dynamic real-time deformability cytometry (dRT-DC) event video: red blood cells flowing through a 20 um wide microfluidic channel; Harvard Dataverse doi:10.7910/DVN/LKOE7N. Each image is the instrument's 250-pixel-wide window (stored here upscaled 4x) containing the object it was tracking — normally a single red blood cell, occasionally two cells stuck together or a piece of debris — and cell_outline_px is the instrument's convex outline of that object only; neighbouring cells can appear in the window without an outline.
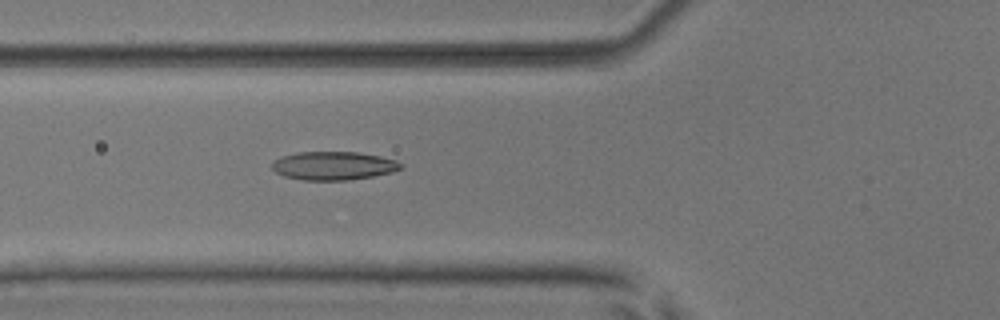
{"species": "common noctule bat (a hibernating species)", "species_latin": "Nyctalus noctula", "temperature_condition": "room temperature", "stored_images_in_passage": 49, "camera_frame_rate_fps": 3000, "um_per_image_px": 0.085, "animal": {"sex": "male", "body_mass_g": 17.9, "forearm_length_mm": 54.2}, "frame": {"image": 1, "passage_image": 16, "time_ms": 5.0, "image_size_px": [1000, 320], "cell_outline_px": [[404, 164], [400, 168], [392, 172], [372, 176], [348, 180], [304, 180], [284, 176], [276, 172], [272, 168], [272, 164], [280, 156], [296, 152], [356, 152], [380, 156], [396, 160]], "centroid_in_image_um": [28.34, 14.08], "position_along_channel_um": 97.5, "area_um2": 21.27}}
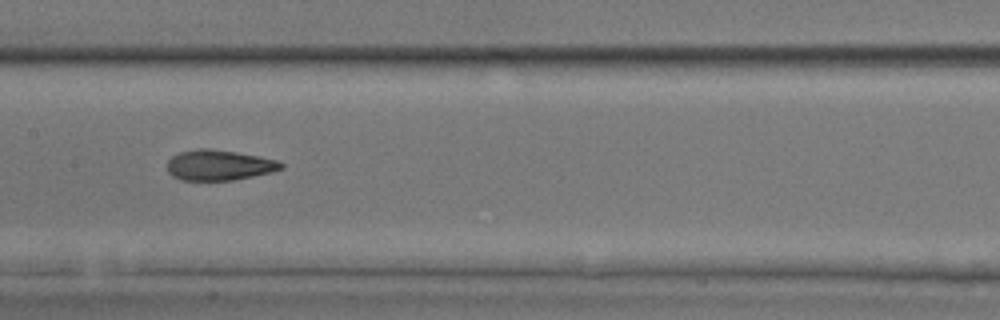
{"frame": {"image": 2, "passage_image": 23, "time_ms": 7.333, "image_size_px": [1000, 320], "cell_outline_px": [[284, 168], [272, 172], [232, 180], [180, 180], [172, 176], [168, 172], [168, 160], [172, 156], [180, 152], [196, 148], [212, 148], [236, 152], [276, 160], [284, 164]], "centroid_in_image_um": [18.59, 14.03], "position_along_channel_um": 188.8, "area_um2": 20.17}}
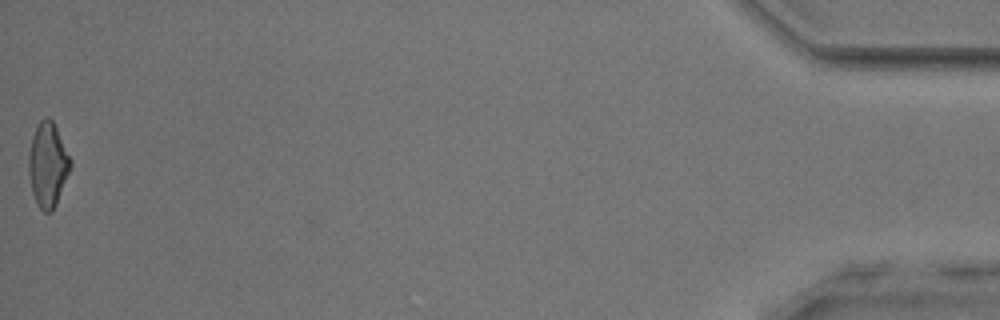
{"frame": {"image": 3, "passage_image": 49, "time_ms": 16.0, "image_size_px": [1000, 320], "cell_outline_px": [[72, 164], [56, 204], [52, 212], [44, 212], [40, 208], [32, 192], [28, 172], [28, 156], [32, 136], [36, 124], [44, 116], [48, 116], [52, 120], [72, 160]], "centroid_in_image_um": [4.05, 13.96], "position_along_channel_um": 431.1, "area_um2": 20.52}, "authors_computed_cell_mechanics": {"area_um2": 20.4034, "velocity_mm_per_s": 3.9059, "shape_relaxation_time_tau1_ms": 8.7067, "shape_relaxation_time_tau2_ms": 1.7171, "deformation_change_tau1": 0.2105, "deformation_change_tau2": 0.082}}